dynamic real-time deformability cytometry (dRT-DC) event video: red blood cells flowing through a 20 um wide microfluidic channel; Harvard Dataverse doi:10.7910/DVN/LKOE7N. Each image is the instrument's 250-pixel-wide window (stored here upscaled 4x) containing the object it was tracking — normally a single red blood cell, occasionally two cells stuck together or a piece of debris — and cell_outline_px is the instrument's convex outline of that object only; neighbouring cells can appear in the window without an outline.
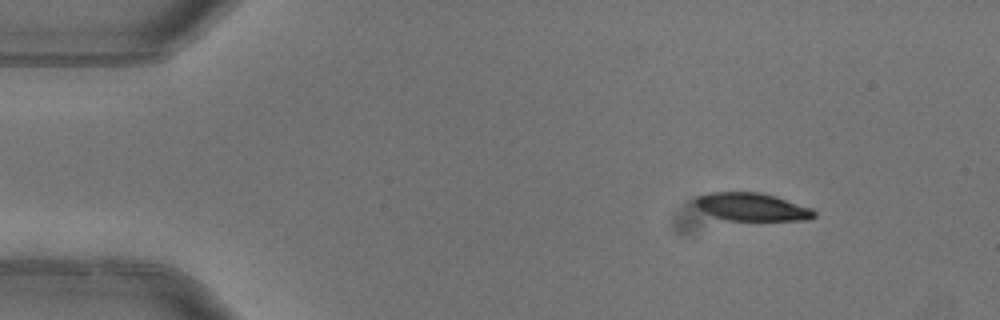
{"species": "common noctule bat (a hibernating species)", "species_latin": "Nyctalus noctula", "temperature_condition": "warm", "stored_images_in_passage": 3, "camera_frame_rate_fps": 3000, "um_per_image_px": 0.085, "animal": {"sex": "female"}, "frame": {"image": 1, "passage_image": 1, "time_ms": 0.0, "image_size_px": [1000, 320], "cell_outline_px": [[816, 216], [808, 220], [728, 220], [712, 216], [700, 208], [696, 204], [696, 196], [708, 192], [760, 192], [776, 196], [812, 208], [816, 212]], "centroid_in_image_um": [63.95, 17.58], "position_along_channel_um": 21.1, "area_um2": 19.31}}